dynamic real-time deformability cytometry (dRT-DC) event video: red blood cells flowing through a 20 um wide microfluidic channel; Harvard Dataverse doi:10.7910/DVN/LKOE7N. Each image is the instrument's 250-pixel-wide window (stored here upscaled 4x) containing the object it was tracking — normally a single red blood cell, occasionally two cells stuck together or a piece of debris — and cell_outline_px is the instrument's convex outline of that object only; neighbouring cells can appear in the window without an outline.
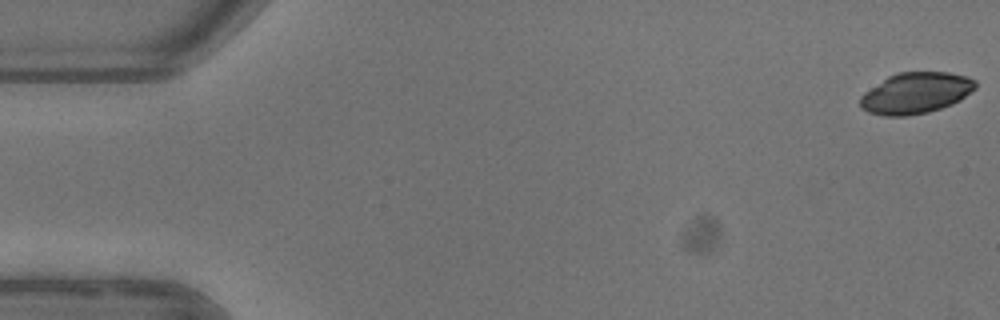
{"species": "common noctule bat (a hibernating species)", "species_latin": "Nyctalus noctula", "temperature_condition": "warm", "stored_images_in_passage": 11, "camera_frame_rate_fps": 3000, "um_per_image_px": 0.085, "animal": {"sex": "female"}, "frame": {"image": 1, "passage_image": 1, "time_ms": 0.0, "image_size_px": [1000, 320], "cell_outline_px": [[976, 88], [960, 100], [952, 104], [928, 112], [908, 116], [884, 116], [868, 112], [860, 108], [860, 96], [864, 92], [888, 76], [896, 72], [948, 72], [968, 76], [976, 80]], "centroid_in_image_um": [77.83, 7.9], "position_along_channel_um": 7.2, "area_um2": 27.8}}